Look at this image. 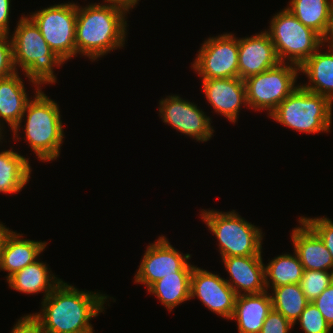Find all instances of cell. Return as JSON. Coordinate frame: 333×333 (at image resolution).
<instances>
[{"instance_id": "4fadbf2b", "label": "cell", "mask_w": 333, "mask_h": 333, "mask_svg": "<svg viewBox=\"0 0 333 333\" xmlns=\"http://www.w3.org/2000/svg\"><path fill=\"white\" fill-rule=\"evenodd\" d=\"M199 299L207 309L230 320L235 306L236 293L221 275L194 265L191 274L190 298Z\"/></svg>"}, {"instance_id": "484cf974", "label": "cell", "mask_w": 333, "mask_h": 333, "mask_svg": "<svg viewBox=\"0 0 333 333\" xmlns=\"http://www.w3.org/2000/svg\"><path fill=\"white\" fill-rule=\"evenodd\" d=\"M264 266L267 291L283 285L299 284L304 271L295 251L293 255L290 253L277 255Z\"/></svg>"}, {"instance_id": "4dcf8cb0", "label": "cell", "mask_w": 333, "mask_h": 333, "mask_svg": "<svg viewBox=\"0 0 333 333\" xmlns=\"http://www.w3.org/2000/svg\"><path fill=\"white\" fill-rule=\"evenodd\" d=\"M12 42L10 35L0 34V79L14 74Z\"/></svg>"}, {"instance_id": "ac0fdd59", "label": "cell", "mask_w": 333, "mask_h": 333, "mask_svg": "<svg viewBox=\"0 0 333 333\" xmlns=\"http://www.w3.org/2000/svg\"><path fill=\"white\" fill-rule=\"evenodd\" d=\"M291 241L304 270L333 272V258L319 236L299 217Z\"/></svg>"}, {"instance_id": "e0dca14e", "label": "cell", "mask_w": 333, "mask_h": 333, "mask_svg": "<svg viewBox=\"0 0 333 333\" xmlns=\"http://www.w3.org/2000/svg\"><path fill=\"white\" fill-rule=\"evenodd\" d=\"M24 234L10 228L3 235L0 250V271H6V280L15 272L33 263L45 251L48 242L24 239Z\"/></svg>"}, {"instance_id": "8fae6325", "label": "cell", "mask_w": 333, "mask_h": 333, "mask_svg": "<svg viewBox=\"0 0 333 333\" xmlns=\"http://www.w3.org/2000/svg\"><path fill=\"white\" fill-rule=\"evenodd\" d=\"M143 254L134 283L146 286V290L157 280L175 273H192L191 254H183L171 245L166 236L161 235L149 243Z\"/></svg>"}, {"instance_id": "ba28073f", "label": "cell", "mask_w": 333, "mask_h": 333, "mask_svg": "<svg viewBox=\"0 0 333 333\" xmlns=\"http://www.w3.org/2000/svg\"><path fill=\"white\" fill-rule=\"evenodd\" d=\"M299 66L280 62L257 75L244 80L248 107L252 110L267 111L269 116L276 107L299 85Z\"/></svg>"}, {"instance_id": "f35d334b", "label": "cell", "mask_w": 333, "mask_h": 333, "mask_svg": "<svg viewBox=\"0 0 333 333\" xmlns=\"http://www.w3.org/2000/svg\"><path fill=\"white\" fill-rule=\"evenodd\" d=\"M5 128H6V126L4 127V126H2L1 124H0V143H3V141H5V138H4V136H5V134L3 133L4 132V130H5ZM3 130V131H2ZM4 139V140H3ZM3 140V141H2ZM1 146H2V144H0Z\"/></svg>"}, {"instance_id": "cb8c5ba5", "label": "cell", "mask_w": 333, "mask_h": 333, "mask_svg": "<svg viewBox=\"0 0 333 333\" xmlns=\"http://www.w3.org/2000/svg\"><path fill=\"white\" fill-rule=\"evenodd\" d=\"M12 148L0 151V193L4 194L21 192L32 172L29 158Z\"/></svg>"}, {"instance_id": "7402d4cb", "label": "cell", "mask_w": 333, "mask_h": 333, "mask_svg": "<svg viewBox=\"0 0 333 333\" xmlns=\"http://www.w3.org/2000/svg\"><path fill=\"white\" fill-rule=\"evenodd\" d=\"M23 81L18 72L0 79V124H8L10 131L19 124L27 103L32 99Z\"/></svg>"}, {"instance_id": "74e56055", "label": "cell", "mask_w": 333, "mask_h": 333, "mask_svg": "<svg viewBox=\"0 0 333 333\" xmlns=\"http://www.w3.org/2000/svg\"><path fill=\"white\" fill-rule=\"evenodd\" d=\"M2 223L3 222H0V250H1V245L3 242V235L9 229L8 227L5 226V224H2Z\"/></svg>"}, {"instance_id": "836d02e7", "label": "cell", "mask_w": 333, "mask_h": 333, "mask_svg": "<svg viewBox=\"0 0 333 333\" xmlns=\"http://www.w3.org/2000/svg\"><path fill=\"white\" fill-rule=\"evenodd\" d=\"M13 326L11 333H44L30 314L20 317Z\"/></svg>"}, {"instance_id": "44dd1931", "label": "cell", "mask_w": 333, "mask_h": 333, "mask_svg": "<svg viewBox=\"0 0 333 333\" xmlns=\"http://www.w3.org/2000/svg\"><path fill=\"white\" fill-rule=\"evenodd\" d=\"M38 258L22 270L15 272L7 279L10 289L24 294L43 293L44 300L52 290L62 281L52 273L49 265Z\"/></svg>"}, {"instance_id": "5b68a950", "label": "cell", "mask_w": 333, "mask_h": 333, "mask_svg": "<svg viewBox=\"0 0 333 333\" xmlns=\"http://www.w3.org/2000/svg\"><path fill=\"white\" fill-rule=\"evenodd\" d=\"M200 218L215 235L220 258L262 254L264 234L259 226L241 217L235 210L202 209Z\"/></svg>"}, {"instance_id": "2e32d148", "label": "cell", "mask_w": 333, "mask_h": 333, "mask_svg": "<svg viewBox=\"0 0 333 333\" xmlns=\"http://www.w3.org/2000/svg\"><path fill=\"white\" fill-rule=\"evenodd\" d=\"M221 261L229 275L225 281L237 296L257 294L267 290L262 255L230 256L221 258Z\"/></svg>"}, {"instance_id": "7c38bea8", "label": "cell", "mask_w": 333, "mask_h": 333, "mask_svg": "<svg viewBox=\"0 0 333 333\" xmlns=\"http://www.w3.org/2000/svg\"><path fill=\"white\" fill-rule=\"evenodd\" d=\"M159 100V118L171 125L176 132L187 135L197 142H207L214 135L211 117L207 116L194 102L184 99L179 94H171Z\"/></svg>"}, {"instance_id": "d4e9b609", "label": "cell", "mask_w": 333, "mask_h": 333, "mask_svg": "<svg viewBox=\"0 0 333 333\" xmlns=\"http://www.w3.org/2000/svg\"><path fill=\"white\" fill-rule=\"evenodd\" d=\"M192 273H175L157 280L147 292L160 301L169 312L185 301H190Z\"/></svg>"}, {"instance_id": "8992f818", "label": "cell", "mask_w": 333, "mask_h": 333, "mask_svg": "<svg viewBox=\"0 0 333 333\" xmlns=\"http://www.w3.org/2000/svg\"><path fill=\"white\" fill-rule=\"evenodd\" d=\"M332 105L327 97L299 85L267 117L296 132L328 133L332 128Z\"/></svg>"}, {"instance_id": "9a60e30c", "label": "cell", "mask_w": 333, "mask_h": 333, "mask_svg": "<svg viewBox=\"0 0 333 333\" xmlns=\"http://www.w3.org/2000/svg\"><path fill=\"white\" fill-rule=\"evenodd\" d=\"M280 63L274 44L265 31L248 37H238L239 78L245 80Z\"/></svg>"}, {"instance_id": "7a4b0ae2", "label": "cell", "mask_w": 333, "mask_h": 333, "mask_svg": "<svg viewBox=\"0 0 333 333\" xmlns=\"http://www.w3.org/2000/svg\"><path fill=\"white\" fill-rule=\"evenodd\" d=\"M131 9L113 0L77 4L75 46L77 55L92 62L113 50L123 49L127 42V14Z\"/></svg>"}, {"instance_id": "d6a6232c", "label": "cell", "mask_w": 333, "mask_h": 333, "mask_svg": "<svg viewBox=\"0 0 333 333\" xmlns=\"http://www.w3.org/2000/svg\"><path fill=\"white\" fill-rule=\"evenodd\" d=\"M312 302L333 328V282Z\"/></svg>"}, {"instance_id": "603a6c76", "label": "cell", "mask_w": 333, "mask_h": 333, "mask_svg": "<svg viewBox=\"0 0 333 333\" xmlns=\"http://www.w3.org/2000/svg\"><path fill=\"white\" fill-rule=\"evenodd\" d=\"M287 8L301 23L313 29L324 40L331 23L333 0H290Z\"/></svg>"}, {"instance_id": "30bf717a", "label": "cell", "mask_w": 333, "mask_h": 333, "mask_svg": "<svg viewBox=\"0 0 333 333\" xmlns=\"http://www.w3.org/2000/svg\"><path fill=\"white\" fill-rule=\"evenodd\" d=\"M191 68L201 80L239 77L238 37L231 32L208 37Z\"/></svg>"}, {"instance_id": "4316f807", "label": "cell", "mask_w": 333, "mask_h": 333, "mask_svg": "<svg viewBox=\"0 0 333 333\" xmlns=\"http://www.w3.org/2000/svg\"><path fill=\"white\" fill-rule=\"evenodd\" d=\"M271 293L273 310L281 313L292 324L301 316L309 303L299 284L274 287Z\"/></svg>"}, {"instance_id": "3957f363", "label": "cell", "mask_w": 333, "mask_h": 333, "mask_svg": "<svg viewBox=\"0 0 333 333\" xmlns=\"http://www.w3.org/2000/svg\"><path fill=\"white\" fill-rule=\"evenodd\" d=\"M34 92L19 124L11 132L13 140L20 141L22 128L24 140L37 159L42 162H51L60 157L61 146L65 138L62 115L59 104L49 98L42 88Z\"/></svg>"}, {"instance_id": "ffe728a7", "label": "cell", "mask_w": 333, "mask_h": 333, "mask_svg": "<svg viewBox=\"0 0 333 333\" xmlns=\"http://www.w3.org/2000/svg\"><path fill=\"white\" fill-rule=\"evenodd\" d=\"M269 291L236 297L230 320L237 323L238 333H260L263 323L273 309Z\"/></svg>"}, {"instance_id": "83f0119b", "label": "cell", "mask_w": 333, "mask_h": 333, "mask_svg": "<svg viewBox=\"0 0 333 333\" xmlns=\"http://www.w3.org/2000/svg\"><path fill=\"white\" fill-rule=\"evenodd\" d=\"M333 282L332 271L304 270L299 286L307 300H315Z\"/></svg>"}, {"instance_id": "5bb4252c", "label": "cell", "mask_w": 333, "mask_h": 333, "mask_svg": "<svg viewBox=\"0 0 333 333\" xmlns=\"http://www.w3.org/2000/svg\"><path fill=\"white\" fill-rule=\"evenodd\" d=\"M201 84L210 107L229 122L238 121L243 106L249 109L244 80L239 77L201 80Z\"/></svg>"}, {"instance_id": "1f68e13d", "label": "cell", "mask_w": 333, "mask_h": 333, "mask_svg": "<svg viewBox=\"0 0 333 333\" xmlns=\"http://www.w3.org/2000/svg\"><path fill=\"white\" fill-rule=\"evenodd\" d=\"M293 324L281 313L271 310L266 317L260 333H291Z\"/></svg>"}, {"instance_id": "f1b7e54d", "label": "cell", "mask_w": 333, "mask_h": 333, "mask_svg": "<svg viewBox=\"0 0 333 333\" xmlns=\"http://www.w3.org/2000/svg\"><path fill=\"white\" fill-rule=\"evenodd\" d=\"M296 323L300 325V328L304 333L332 332V328L313 302L307 304L306 308L301 313V316L296 320L293 326H295Z\"/></svg>"}, {"instance_id": "8d00e7d4", "label": "cell", "mask_w": 333, "mask_h": 333, "mask_svg": "<svg viewBox=\"0 0 333 333\" xmlns=\"http://www.w3.org/2000/svg\"><path fill=\"white\" fill-rule=\"evenodd\" d=\"M325 43H327L329 46L333 47V11H332L331 28H330L327 38L325 39Z\"/></svg>"}, {"instance_id": "6da1fadb", "label": "cell", "mask_w": 333, "mask_h": 333, "mask_svg": "<svg viewBox=\"0 0 333 333\" xmlns=\"http://www.w3.org/2000/svg\"><path fill=\"white\" fill-rule=\"evenodd\" d=\"M109 299L115 302L107 294L83 291L62 280L41 301L40 312L30 315L44 333H95L90 320L105 312Z\"/></svg>"}, {"instance_id": "d6986e66", "label": "cell", "mask_w": 333, "mask_h": 333, "mask_svg": "<svg viewBox=\"0 0 333 333\" xmlns=\"http://www.w3.org/2000/svg\"><path fill=\"white\" fill-rule=\"evenodd\" d=\"M325 44L299 67L300 74L303 73L308 79V83L300 85L312 93L327 97L333 103V47Z\"/></svg>"}, {"instance_id": "f546056e", "label": "cell", "mask_w": 333, "mask_h": 333, "mask_svg": "<svg viewBox=\"0 0 333 333\" xmlns=\"http://www.w3.org/2000/svg\"><path fill=\"white\" fill-rule=\"evenodd\" d=\"M323 241L333 258V221L327 216H299Z\"/></svg>"}, {"instance_id": "9c48e42d", "label": "cell", "mask_w": 333, "mask_h": 333, "mask_svg": "<svg viewBox=\"0 0 333 333\" xmlns=\"http://www.w3.org/2000/svg\"><path fill=\"white\" fill-rule=\"evenodd\" d=\"M41 31L51 50L66 64L76 57L77 2L50 5L27 14Z\"/></svg>"}, {"instance_id": "277c9868", "label": "cell", "mask_w": 333, "mask_h": 333, "mask_svg": "<svg viewBox=\"0 0 333 333\" xmlns=\"http://www.w3.org/2000/svg\"><path fill=\"white\" fill-rule=\"evenodd\" d=\"M16 25L13 34L10 33L16 71L21 68L22 75L28 77L31 86H34L33 90H40L42 85L55 84L57 76L54 68H59L65 62L51 50L41 31L28 16L21 15Z\"/></svg>"}, {"instance_id": "e575fe53", "label": "cell", "mask_w": 333, "mask_h": 333, "mask_svg": "<svg viewBox=\"0 0 333 333\" xmlns=\"http://www.w3.org/2000/svg\"><path fill=\"white\" fill-rule=\"evenodd\" d=\"M11 1L0 0V34L10 35Z\"/></svg>"}, {"instance_id": "d590c367", "label": "cell", "mask_w": 333, "mask_h": 333, "mask_svg": "<svg viewBox=\"0 0 333 333\" xmlns=\"http://www.w3.org/2000/svg\"><path fill=\"white\" fill-rule=\"evenodd\" d=\"M113 1H116V2H119V3H122L126 6H128L131 9V11L140 2V0H113Z\"/></svg>"}, {"instance_id": "52a82bcc", "label": "cell", "mask_w": 333, "mask_h": 333, "mask_svg": "<svg viewBox=\"0 0 333 333\" xmlns=\"http://www.w3.org/2000/svg\"><path fill=\"white\" fill-rule=\"evenodd\" d=\"M269 34L280 62L301 66L325 40L313 29L301 23L287 8L274 14L269 22Z\"/></svg>"}]
</instances>
